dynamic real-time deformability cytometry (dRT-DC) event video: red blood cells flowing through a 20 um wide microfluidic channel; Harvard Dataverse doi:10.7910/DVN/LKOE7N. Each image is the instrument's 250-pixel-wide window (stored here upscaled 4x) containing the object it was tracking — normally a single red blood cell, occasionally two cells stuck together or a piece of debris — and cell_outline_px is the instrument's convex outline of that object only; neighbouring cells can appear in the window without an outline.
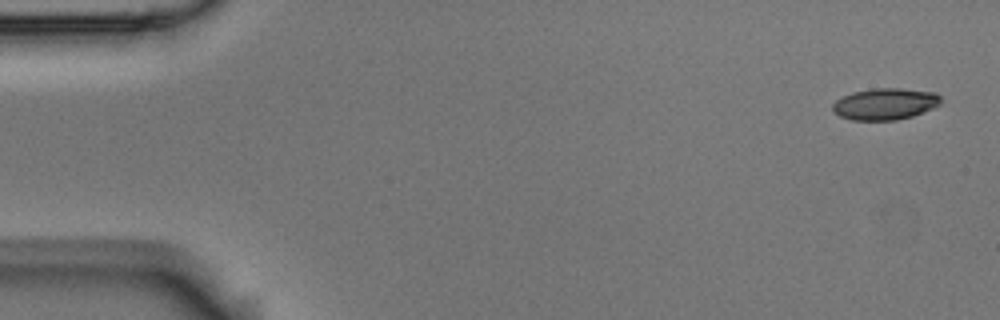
{"species": "Egyptian fruit bat (a non-hibernating species)", "species_latin": "Rousettus aegyptiacus", "temperature_condition": "room temperature", "stored_images_in_passage": 4, "camera_frame_rate_fps": 3000, "um_per_image_px": 0.085, "animal": {"sex": "male"}, "frame": {"image": 1, "passage_image": 1, "time_ms": 0.0, "image_size_px": [1000, 320], "cell_outline_px": [[940, 104], [932, 108], [912, 116], [896, 120], [852, 120], [840, 116], [832, 112], [832, 104], [836, 100], [852, 92], [872, 88], [900, 88], [936, 92], [940, 96]], "centroid_in_image_um": [75.21, 8.83], "position_along_channel_um": 9.8, "area_um2": 19.94}}
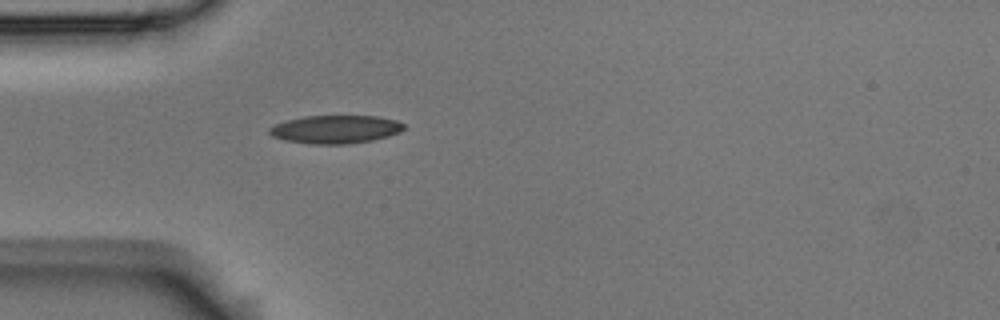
{"frame": {"image": 2, "passage_image": 4, "time_ms": 1.0, "image_size_px": [1000, 320], "cell_outline_px": [[404, 128], [400, 132], [388, 136], [372, 140], [348, 144], [312, 144], [284, 140], [272, 136], [268, 132], [268, 128], [276, 124], [288, 120], [304, 116], [380, 116], [396, 120], [404, 124]], "centroid_in_image_um": [28.52, 10.99], "position_along_channel_um": 56.5, "area_um2": 22.08}}